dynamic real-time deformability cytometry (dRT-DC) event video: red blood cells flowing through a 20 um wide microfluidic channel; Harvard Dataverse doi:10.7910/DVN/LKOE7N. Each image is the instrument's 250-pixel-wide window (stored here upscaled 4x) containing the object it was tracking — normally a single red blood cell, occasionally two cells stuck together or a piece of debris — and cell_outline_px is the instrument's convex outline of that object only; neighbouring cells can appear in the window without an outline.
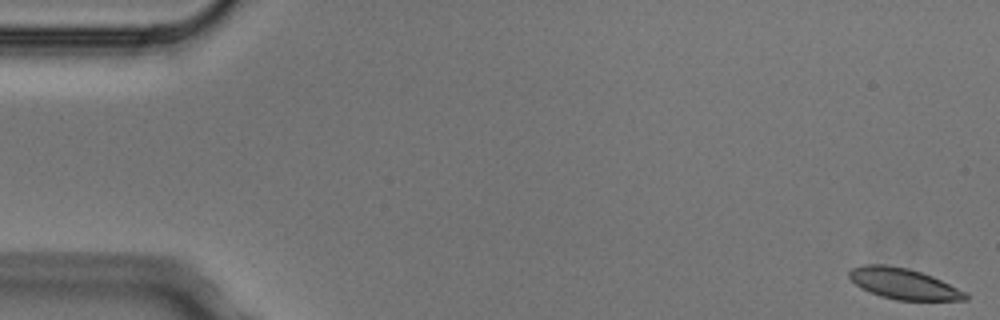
{"species": "Egyptian fruit bat (a non-hibernating species)", "species_latin": "Rousettus aegyptiacus", "temperature_condition": "cold", "stored_images_in_passage": 5, "camera_frame_rate_fps": 3000, "um_per_image_px": 0.085, "animal": {"sex": "male"}, "frame": {"image": 1, "passage_image": 1, "time_ms": 0.0, "image_size_px": [1000, 320], "cell_outline_px": [[968, 300], [896, 300], [880, 296], [860, 288], [848, 276], [848, 272], [852, 268], [864, 264], [884, 264], [908, 268], [932, 276], [964, 292], [968, 296]], "centroid_in_image_um": [76.74, 24.11], "position_along_channel_um": 8.3, "area_um2": 20.69}}
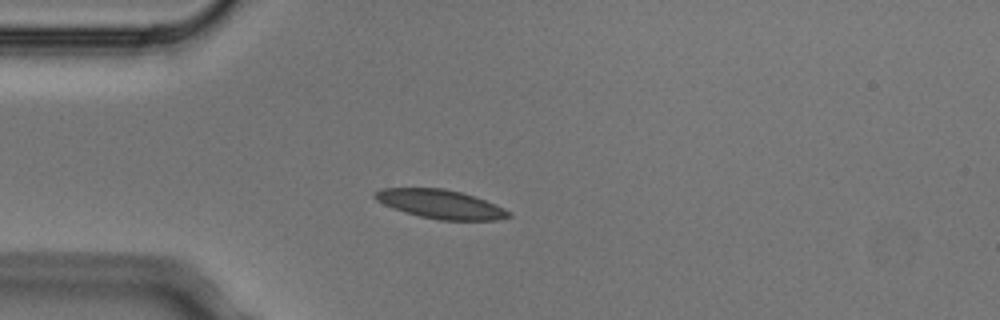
{"frame": {"image": 2, "passage_image": 4, "time_ms": 1.0, "image_size_px": [1000, 320], "cell_outline_px": [[512, 216], [496, 220], [440, 220], [420, 216], [404, 212], [384, 204], [376, 200], [372, 196], [372, 192], [380, 188], [444, 188], [476, 196], [504, 208], [512, 212]], "centroid_in_image_um": [37.44, 17.34], "position_along_channel_um": 47.6, "area_um2": 22.6}}